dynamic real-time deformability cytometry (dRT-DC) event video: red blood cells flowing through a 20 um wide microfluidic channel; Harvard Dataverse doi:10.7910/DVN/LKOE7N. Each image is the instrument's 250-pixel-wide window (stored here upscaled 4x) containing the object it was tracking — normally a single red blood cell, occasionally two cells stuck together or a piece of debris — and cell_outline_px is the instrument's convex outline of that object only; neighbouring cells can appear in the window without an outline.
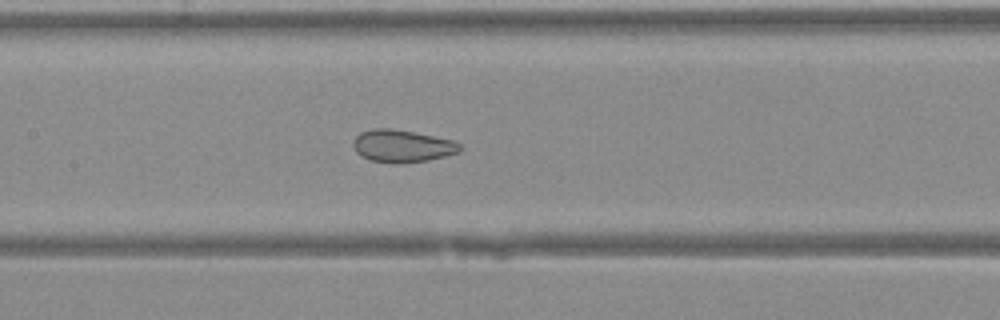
{"species": "Egyptian fruit bat (a non-hibernating species)", "species_latin": "Rousettus aegyptiacus", "temperature_condition": "warm", "stored_images_in_passage": 42, "camera_frame_rate_fps": 3000, "um_per_image_px": 0.085, "animal": {"sex": "female"}, "frame": {"image": 1, "passage_image": 21, "time_ms": 6.667, "image_size_px": [1000, 320], "cell_outline_px": [[460, 152], [428, 160], [372, 160], [356, 152], [352, 144], [352, 140], [360, 132], [376, 128], [388, 128], [412, 132], [452, 140], [460, 144]], "centroid_in_image_um": [34.17, 12.36], "position_along_channel_um": 173.2, "area_um2": 19.07}}
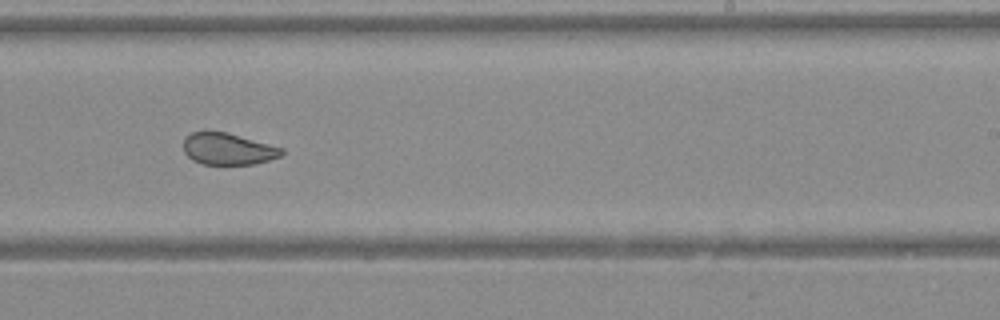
{"frame": {"image": 2, "passage_image": 27, "time_ms": 8.667, "image_size_px": [1000, 320], "cell_outline_px": [[284, 152], [280, 156], [268, 160], [252, 164], [204, 164], [192, 160], [184, 152], [184, 140], [192, 132], [208, 128], [228, 132], [284, 148]], "centroid_in_image_um": [19.35, 12.61], "position_along_channel_um": 269.6, "area_um2": 18.5}}
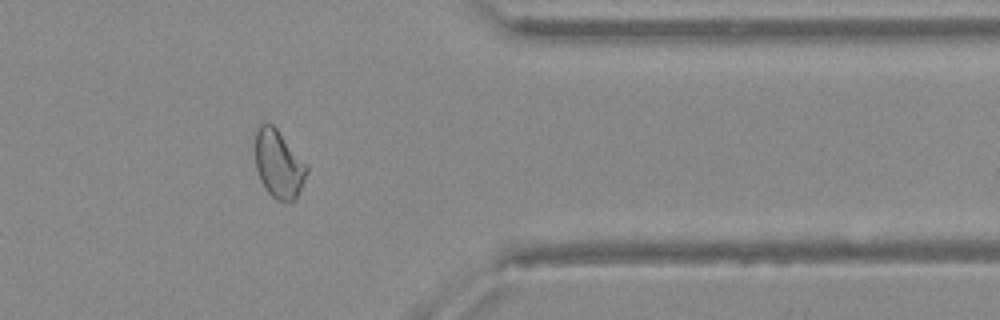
{"frame": {"image": 3, "passage_image": 35, "time_ms": 11.333, "image_size_px": [1000, 320], "cell_outline_px": [[308, 172], [296, 196], [292, 200], [276, 200], [264, 188], [260, 180], [256, 168], [256, 132], [260, 124], [272, 124], [276, 128], [308, 164]], "centroid_in_image_um": [23.69, 13.94], "position_along_channel_um": 387.7, "area_um2": 20.11}}